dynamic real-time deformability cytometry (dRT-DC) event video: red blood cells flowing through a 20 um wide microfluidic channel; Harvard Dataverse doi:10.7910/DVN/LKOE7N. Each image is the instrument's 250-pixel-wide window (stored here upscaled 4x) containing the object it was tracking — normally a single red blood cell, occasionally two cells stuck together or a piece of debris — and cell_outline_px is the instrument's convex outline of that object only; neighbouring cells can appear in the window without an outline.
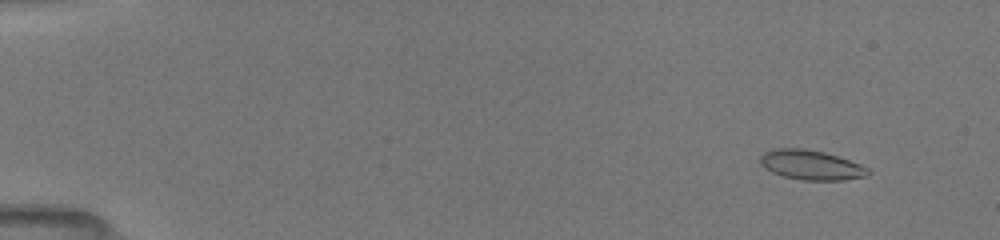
{"species": "common noctule bat (a hibernating species)", "species_latin": "Nyctalus noctula", "temperature_condition": "room temperature", "stored_images_in_passage": 15, "camera_frame_rate_fps": 3000, "um_per_image_px": 0.085, "animal": {"sex": "female", "body_mass_g": 19.5, "forearm_length_mm": 54.1}, "frame": {"image": 1, "passage_image": 2, "time_ms": 1.0, "image_size_px": [1000, 240], "cell_outline_px": [[872, 172], [868, 176], [844, 180], [800, 180], [784, 176], [772, 172], [764, 168], [760, 164], [760, 156], [764, 152], [776, 148], [804, 148], [824, 152], [860, 164], [868, 168]], "centroid_in_image_um": [68.94, 14.03], "position_along_channel_um": 16.1, "area_um2": 18.73}}
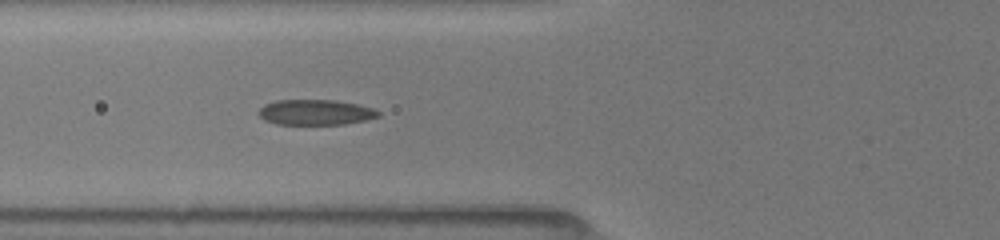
{"frame": {"image": 2, "passage_image": 10, "time_ms": 6.333, "image_size_px": [1000, 240], "cell_outline_px": [[380, 116], [364, 120], [344, 124], [276, 124], [264, 120], [256, 112], [264, 104], [276, 100], [336, 100], [360, 104], [372, 108], [380, 112]], "centroid_in_image_um": [26.8, 9.53], "position_along_channel_um": 99.0, "area_um2": 17.8}}
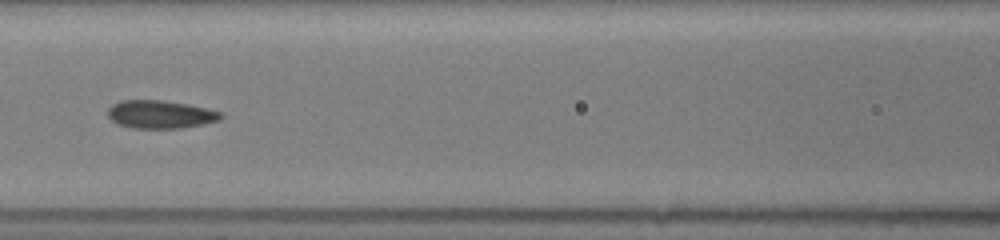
{"frame": {"image": 3, "passage_image": 13, "time_ms": 7.667, "image_size_px": [1000, 240], "cell_outline_px": [[224, 116], [220, 120], [180, 128], [132, 128], [116, 124], [108, 116], [108, 108], [112, 104], [120, 100], [160, 100], [188, 104], [220, 112]], "centroid_in_image_um": [13.58, 9.72], "position_along_channel_um": 153.0, "area_um2": 18.38}}